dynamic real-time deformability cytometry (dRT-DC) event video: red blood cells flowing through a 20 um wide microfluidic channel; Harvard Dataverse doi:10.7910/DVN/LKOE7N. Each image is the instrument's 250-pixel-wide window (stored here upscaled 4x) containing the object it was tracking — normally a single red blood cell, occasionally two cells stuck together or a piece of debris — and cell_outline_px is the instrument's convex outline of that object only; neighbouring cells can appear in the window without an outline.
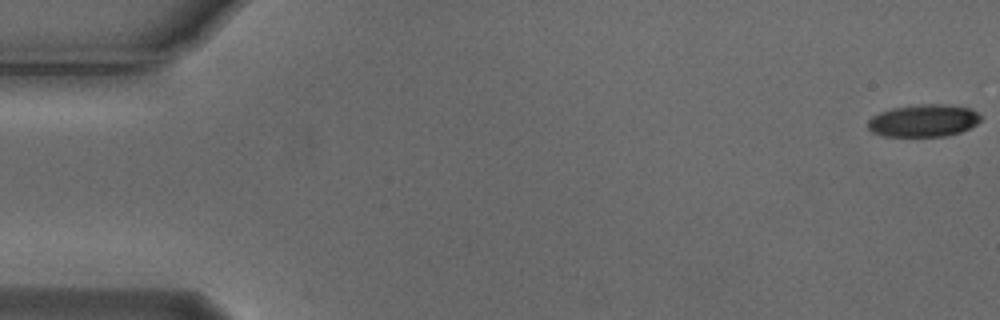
{"species": "Egyptian fruit bat (a non-hibernating species)", "species_latin": "Rousettus aegyptiacus", "temperature_condition": "cold", "stored_images_in_passage": 9, "camera_frame_rate_fps": 3000, "um_per_image_px": 0.085, "animal": {"sex": "male"}, "frame": {"image": 1, "passage_image": 1, "time_ms": 0.0, "image_size_px": [1000, 320], "cell_outline_px": [[980, 120], [976, 124], [960, 132], [944, 136], [884, 136], [872, 132], [868, 128], [868, 120], [872, 116], [880, 112], [892, 108], [920, 104], [948, 104], [972, 108], [980, 116]], "centroid_in_image_um": [78.49, 10.24], "position_along_channel_um": 6.5, "area_um2": 21.27}}